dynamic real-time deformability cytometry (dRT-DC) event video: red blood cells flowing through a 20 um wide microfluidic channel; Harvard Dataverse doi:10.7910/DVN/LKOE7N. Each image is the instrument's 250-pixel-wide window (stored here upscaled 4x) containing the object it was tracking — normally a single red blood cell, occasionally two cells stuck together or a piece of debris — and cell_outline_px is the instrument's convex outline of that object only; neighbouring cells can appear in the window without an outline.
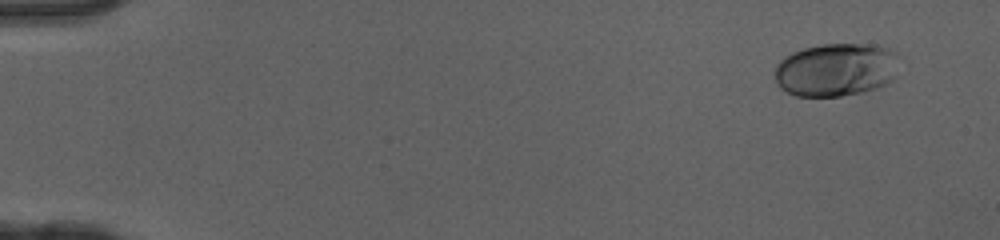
{"species": "human", "species_latin": "Homo sapiens", "temperature_condition": "cold", "stored_images_in_passage": 51, "camera_frame_rate_fps": 3000, "um_per_image_px": 0.085, "donor": {"sex": "female"}, "frame": {"image": 1, "passage_image": 4, "time_ms": 1.0, "image_size_px": [1000, 240], "cell_outline_px": [[900, 56], [892, 80], [876, 88], [860, 92], [840, 96], [796, 96], [780, 88], [776, 80], [776, 64], [784, 56], [792, 52], [804, 48], [824, 44], [872, 44], [888, 48], [896, 52]], "centroid_in_image_um": [71.06, 5.91], "position_along_channel_um": 13.9, "area_um2": 38.61}}
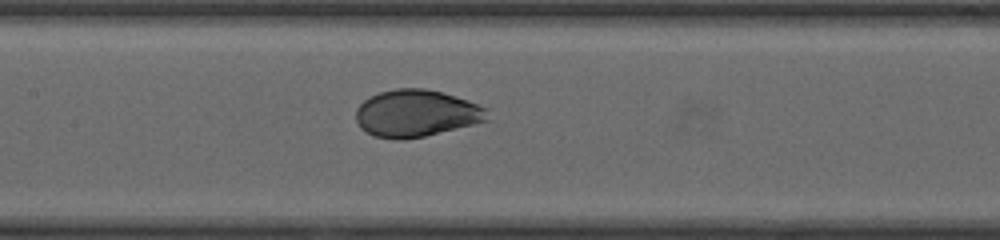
{"frame": {"image": 2, "passage_image": 26, "time_ms": 8.333, "image_size_px": [1000, 240], "cell_outline_px": [[488, 120], [424, 136], [400, 140], [396, 140], [376, 136], [360, 128], [356, 120], [356, 108], [364, 100], [380, 92], [396, 88], [424, 88], [440, 92], [468, 100], [488, 108]], "centroid_in_image_um": [35.37, 9.63], "position_along_channel_um": 172.0, "area_um2": 35.78}}
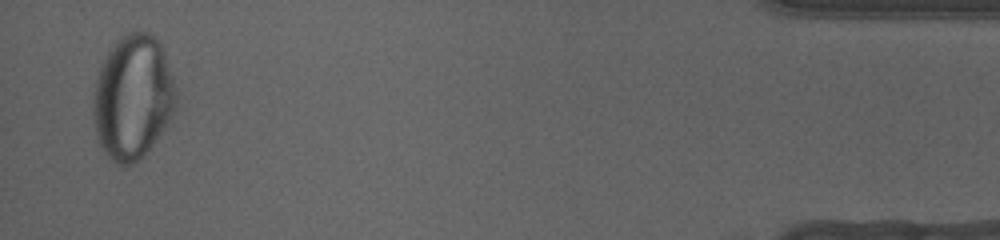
{"frame": {"image": 3, "passage_image": 50, "time_ms": 16.333, "image_size_px": [1000, 240], "cell_outline_px": [[176, 108], [168, 124], [144, 156], [140, 160], [132, 164], [116, 164], [104, 152], [96, 136], [92, 116], [92, 92], [96, 76], [108, 52], [120, 36], [128, 32], [148, 32], [160, 40], [176, 88]], "centroid_in_image_um": [11.28, 8.28], "position_along_channel_um": 423.9, "area_um2": 60.63}, "authors_computed_cell_mechanics": {"area_um2": 37.859, "velocity_mm_per_s": 4.0884, "shape_relaxation_time_tau1_ms": 9.5017, "shape_relaxation_time_tau2_ms": null, "deformation_change_tau1": 0.2528, "deformation_change_tau2": null}}